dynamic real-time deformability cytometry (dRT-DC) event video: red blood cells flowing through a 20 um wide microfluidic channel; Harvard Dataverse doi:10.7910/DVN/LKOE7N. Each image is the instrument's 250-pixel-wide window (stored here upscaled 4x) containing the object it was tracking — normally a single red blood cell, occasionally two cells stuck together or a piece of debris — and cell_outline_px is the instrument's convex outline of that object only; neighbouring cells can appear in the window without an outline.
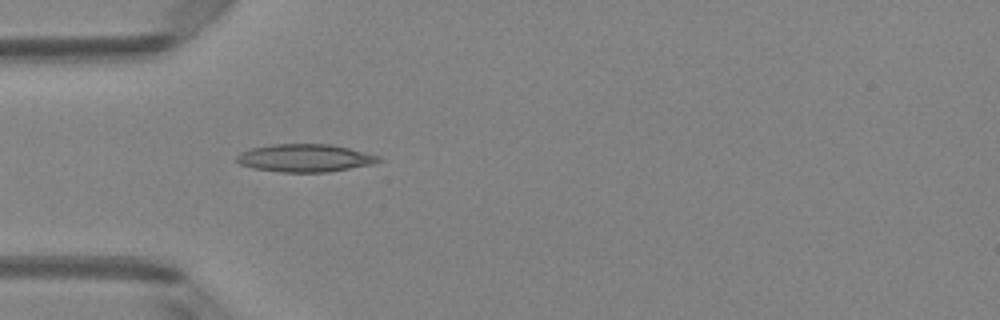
{"species": "Egyptian fruit bat (a non-hibernating species)", "species_latin": "Rousettus aegyptiacus", "temperature_condition": "room temperature", "stored_images_in_passage": 37, "camera_frame_rate_fps": 3000, "um_per_image_px": 0.085, "animal": {"sex": "female"}, "frame": {"image": 1, "passage_image": 3, "time_ms": 0.667, "image_size_px": [1000, 320], "cell_outline_px": [[380, 160], [372, 164], [328, 172], [280, 172], [256, 168], [240, 164], [236, 160], [236, 156], [240, 152], [252, 148], [272, 144], [332, 144], [380, 156]], "centroid_in_image_um": [25.9, 13.42], "position_along_channel_um": 59.1, "area_um2": 22.77}}
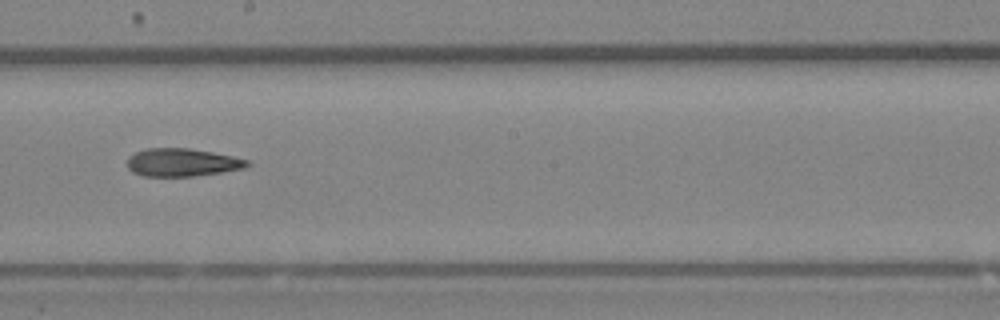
{"frame": {"image": 2, "passage_image": 16, "time_ms": 5.0, "image_size_px": [1000, 320], "cell_outline_px": [[252, 164], [244, 168], [220, 172], [192, 176], [144, 176], [132, 172], [128, 168], [128, 156], [136, 152], [148, 148], [188, 148], [212, 152], [232, 156], [248, 160]], "centroid_in_image_um": [15.47, 13.8], "position_along_channel_um": 232.7, "area_um2": 19.42}}
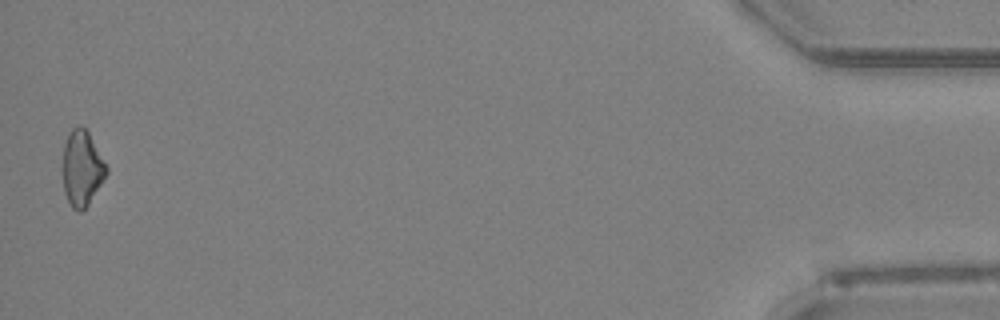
{"frame": {"image": 3, "passage_image": 37, "time_ms": 12.0, "image_size_px": [1000, 320], "cell_outline_px": [[108, 172], [88, 204], [80, 212], [72, 208], [64, 192], [64, 144], [68, 132], [72, 128], [80, 124], [88, 132], [108, 168]], "centroid_in_image_um": [6.97, 14.28], "position_along_channel_um": 428.2, "area_um2": 18.79}}